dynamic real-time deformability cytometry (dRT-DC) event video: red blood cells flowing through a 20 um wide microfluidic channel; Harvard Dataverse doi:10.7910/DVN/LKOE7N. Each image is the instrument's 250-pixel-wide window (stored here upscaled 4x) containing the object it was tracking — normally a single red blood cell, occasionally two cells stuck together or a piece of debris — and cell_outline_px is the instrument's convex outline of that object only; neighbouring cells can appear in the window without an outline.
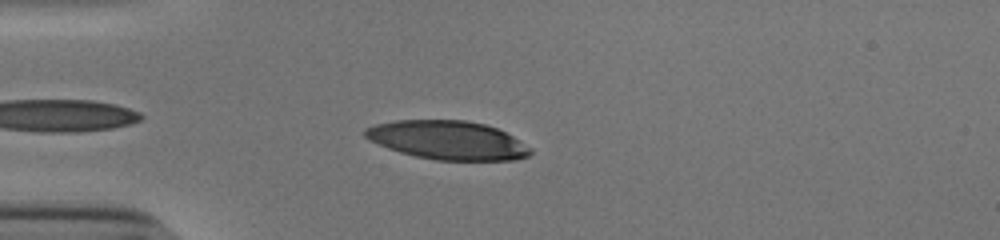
{"species": "human", "species_latin": "Homo sapiens", "temperature_condition": "cold", "stored_images_in_passage": 39, "camera_frame_rate_fps": 3000, "um_per_image_px": 0.085, "donor": {"sex": "male"}, "frame": {"image": 1, "passage_image": 4, "time_ms": 1.0, "image_size_px": [1000, 240], "cell_outline_px": [[532, 152], [528, 156], [516, 160], [436, 160], [416, 156], [400, 152], [388, 148], [368, 140], [364, 136], [364, 128], [376, 124], [396, 120], [464, 120], [484, 124], [496, 128], [512, 136], [532, 148]], "centroid_in_image_um": [38.04, 11.91], "position_along_channel_um": 47.0, "area_um2": 37.22}}
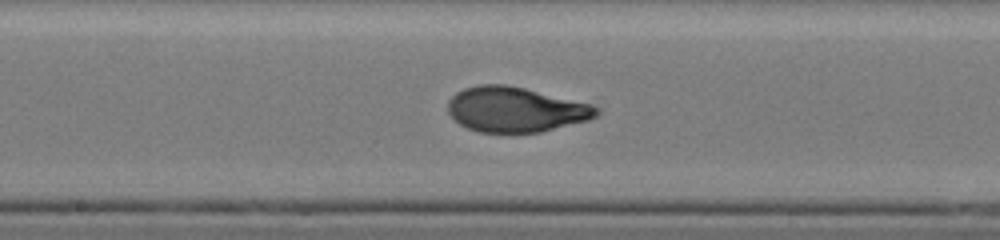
{"frame": {"image": 2, "passage_image": 18, "time_ms": 5.667, "image_size_px": [1000, 240], "cell_outline_px": [[600, 112], [596, 116], [588, 120], [540, 132], [480, 132], [468, 128], [460, 124], [448, 112], [448, 100], [456, 92], [464, 88], [480, 84], [504, 84], [524, 88], [592, 104]], "centroid_in_image_um": [43.8, 9.3], "position_along_channel_um": 204.4, "area_um2": 38.73}}
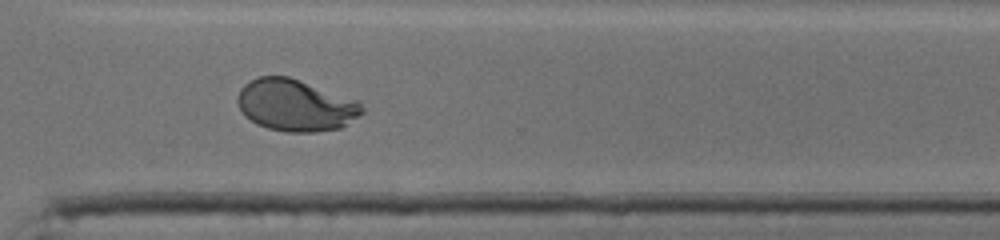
{"frame": {"image": 3, "passage_image": 29, "time_ms": 9.333, "image_size_px": [1000, 240], "cell_outline_px": [[364, 112], [340, 128], [316, 132], [284, 132], [268, 128], [256, 124], [240, 108], [236, 100], [236, 96], [240, 88], [244, 84], [260, 76], [288, 76], [360, 100], [364, 108]], "centroid_in_image_um": [25.15, 8.94], "position_along_channel_um": 345.5, "area_um2": 37.69}, "authors_computed_cell_mechanics": {"area_um2": 37.859, "velocity_mm_per_s": 3.8433, "shape_relaxation_time_tau1_ms": 6.5535, "shape_relaxation_time_tau2_ms": null, "deformation_change_tau1": 0.2934, "deformation_change_tau2": null}}